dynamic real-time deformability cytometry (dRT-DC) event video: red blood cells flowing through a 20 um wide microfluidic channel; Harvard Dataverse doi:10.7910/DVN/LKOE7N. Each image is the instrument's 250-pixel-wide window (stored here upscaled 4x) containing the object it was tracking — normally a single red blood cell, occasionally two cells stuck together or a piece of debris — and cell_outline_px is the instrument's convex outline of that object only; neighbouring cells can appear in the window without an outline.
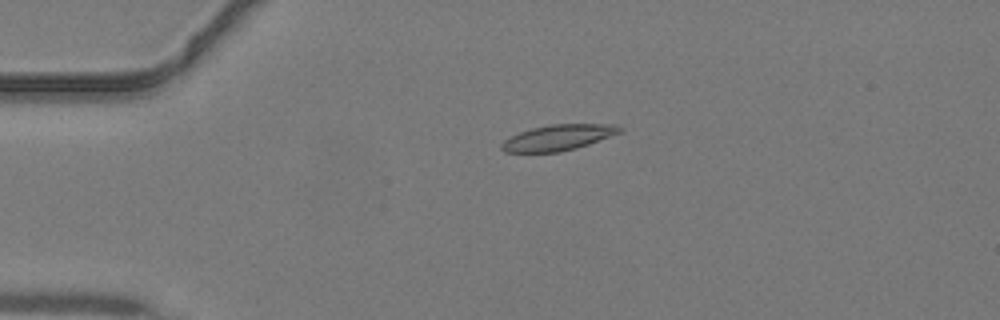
{"species": "common noctule bat (a hibernating species)", "species_latin": "Nyctalus noctula", "temperature_condition": "warm", "stored_images_in_passage": 35, "camera_frame_rate_fps": 3000, "um_per_image_px": 0.085, "animal": {"sex": "male", "body_mass_g": 19.2, "forearm_length_mm": 51.8}, "frame": {"image": 1, "passage_image": 1, "time_ms": 0.0, "image_size_px": [1000, 320], "cell_outline_px": [[624, 128], [620, 132], [588, 144], [576, 148], [560, 152], [504, 152], [500, 148], [500, 144], [504, 140], [520, 132], [532, 128], [552, 124], [616, 124]], "centroid_in_image_um": [47.43, 11.69], "position_along_channel_um": 37.6, "area_um2": 17.57}}
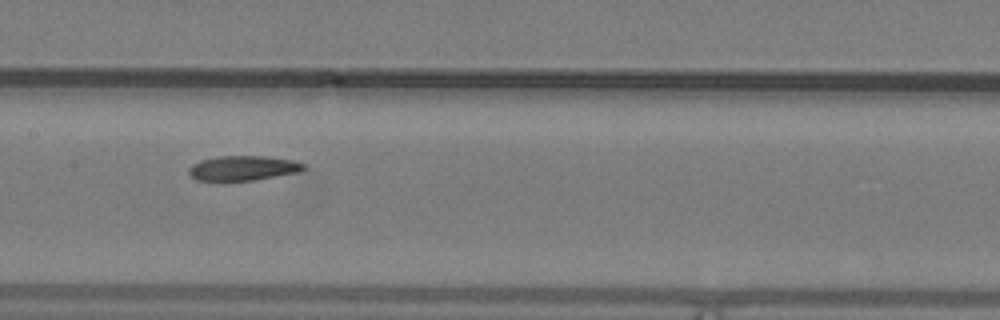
{"frame": {"image": 2, "passage_image": 13, "time_ms": 4.0, "image_size_px": [1000, 320], "cell_outline_px": [[304, 168], [296, 172], [276, 176], [252, 180], [196, 180], [188, 176], [188, 168], [192, 164], [200, 160], [216, 156], [264, 156], [292, 160], [304, 164]], "centroid_in_image_um": [20.56, 14.28], "position_along_channel_um": 186.8, "area_um2": 16.42}}
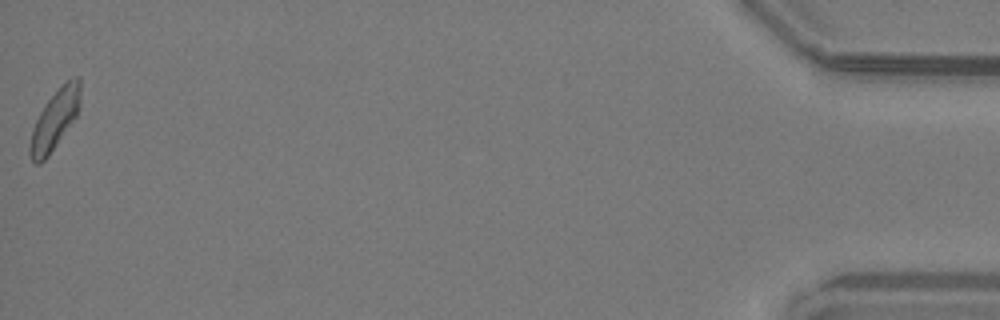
{"frame": {"image": 3, "passage_image": 35, "time_ms": 11.333, "image_size_px": [1000, 320], "cell_outline_px": [[80, 104], [76, 116], [48, 156], [40, 164], [36, 164], [32, 160], [28, 152], [28, 148], [32, 128], [44, 104], [68, 80], [76, 76], [80, 76]], "centroid_in_image_um": [4.63, 10.2], "position_along_channel_um": 430.6, "area_um2": 17.17}}